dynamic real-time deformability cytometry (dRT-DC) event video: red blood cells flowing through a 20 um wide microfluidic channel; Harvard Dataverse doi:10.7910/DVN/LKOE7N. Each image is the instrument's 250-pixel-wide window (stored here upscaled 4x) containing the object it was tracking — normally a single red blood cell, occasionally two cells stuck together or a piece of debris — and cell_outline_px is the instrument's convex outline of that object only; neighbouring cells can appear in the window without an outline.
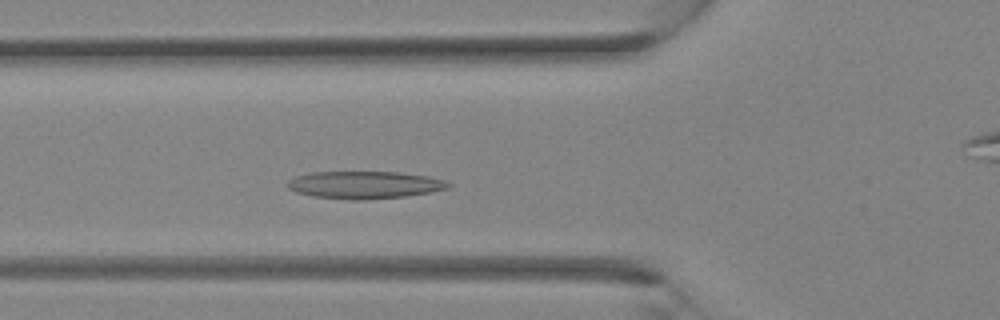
{"species": "Egyptian fruit bat (a non-hibernating species)", "species_latin": "Rousettus aegyptiacus", "temperature_condition": "room temperature", "stored_images_in_passage": 32, "camera_frame_rate_fps": 3000, "um_per_image_px": 0.085, "animal": {"sex": "female"}, "frame": {"image": 1, "passage_image": 9, "time_ms": 2.667, "image_size_px": [1000, 320], "cell_outline_px": [[452, 184], [448, 188], [432, 192], [404, 196], [364, 200], [348, 200], [312, 196], [296, 192], [288, 188], [288, 180], [296, 176], [312, 172], [400, 172], [428, 176], [444, 180]], "centroid_in_image_um": [30.99, 15.72], "position_along_channel_um": 94.8, "area_um2": 25.78}}
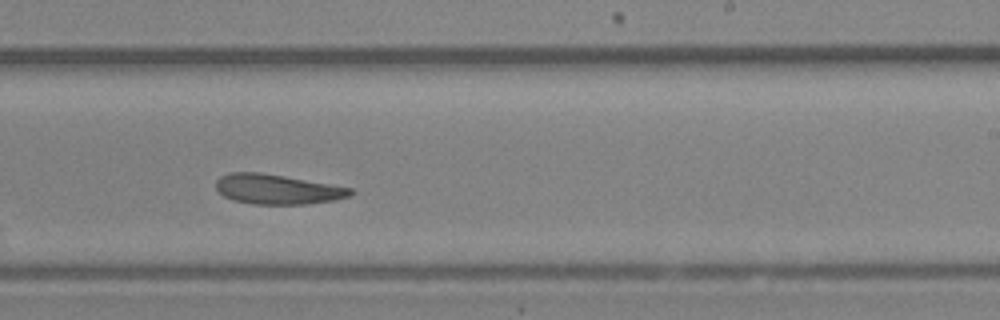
{"frame": {"image": 2, "passage_image": 18, "time_ms": 5.667, "image_size_px": [1000, 320], "cell_outline_px": [[356, 192], [352, 196], [336, 200], [308, 204], [252, 204], [232, 200], [224, 196], [216, 188], [216, 180], [220, 176], [228, 172], [260, 172], [284, 176], [352, 188]], "centroid_in_image_um": [23.59, 16.09], "position_along_channel_um": 265.4, "area_um2": 23.58}}
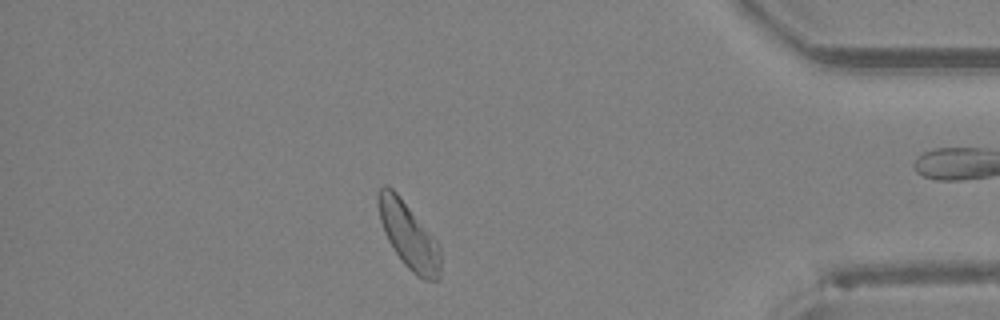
{"frame": {"image": 3, "passage_image": 27, "time_ms": 8.667, "image_size_px": [1000, 320], "cell_outline_px": [[440, 276], [436, 280], [424, 280], [416, 276], [404, 264], [388, 240], [384, 232], [380, 220], [376, 200], [376, 192], [384, 184], [388, 184], [396, 192], [440, 244]], "centroid_in_image_um": [34.72, 19.99], "position_along_channel_um": 400.5, "area_um2": 23.99}}